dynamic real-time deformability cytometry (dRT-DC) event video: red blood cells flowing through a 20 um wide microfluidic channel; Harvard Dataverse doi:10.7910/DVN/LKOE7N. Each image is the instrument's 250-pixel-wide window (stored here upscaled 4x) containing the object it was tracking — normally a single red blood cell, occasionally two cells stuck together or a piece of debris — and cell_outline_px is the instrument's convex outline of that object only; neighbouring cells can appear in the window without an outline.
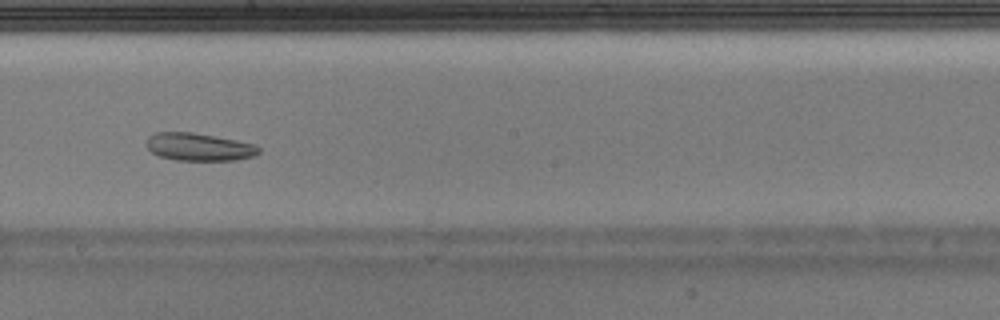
{"species": "Egyptian fruit bat (a non-hibernating species)", "species_latin": "Rousettus aegyptiacus", "temperature_condition": "warm", "stored_images_in_passage": 42, "segment_of_instrument_passage": [1, 2], "camera_frame_rate_fps": 3000, "um_per_image_px": 0.085, "animal": {"sex": "male"}, "frame": {"image": 1, "passage_image": 24, "time_ms": 7.667, "image_size_px": [1000, 320], "cell_outline_px": [[260, 152], [256, 156], [236, 160], [176, 160], [160, 156], [152, 152], [144, 144], [148, 136], [156, 132], [192, 132], [216, 136], [256, 144], [260, 148]], "centroid_in_image_um": [16.92, 12.48], "position_along_channel_um": 231.3, "area_um2": 18.32}}